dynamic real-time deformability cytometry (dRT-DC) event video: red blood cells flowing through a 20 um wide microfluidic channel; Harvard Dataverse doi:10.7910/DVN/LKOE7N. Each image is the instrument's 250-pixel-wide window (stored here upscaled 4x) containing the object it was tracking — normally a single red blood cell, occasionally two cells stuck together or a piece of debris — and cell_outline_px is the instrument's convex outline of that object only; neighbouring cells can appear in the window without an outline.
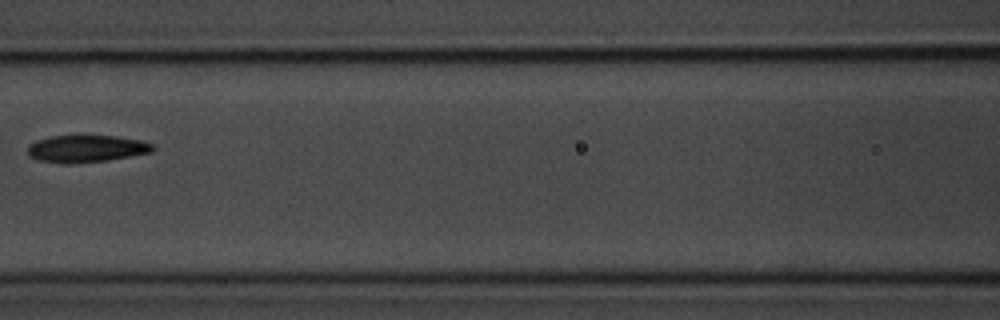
{"species": "common noctule bat (a hibernating species)", "species_latin": "Nyctalus noctula", "temperature_condition": "room temperature", "stored_images_in_passage": 8, "camera_frame_rate_fps": 3000, "um_per_image_px": 0.085, "animal": {"sex": "male", "body_mass_g": 20.1, "forearm_length_mm": 53.5}, "frame": {"image": 1, "passage_image": 7, "time_ms": 8.0, "image_size_px": [1000, 320], "cell_outline_px": [[152, 152], [108, 160], [68, 164], [64, 164], [36, 160], [28, 156], [28, 144], [36, 140], [48, 136], [84, 132], [116, 136], [140, 140], [152, 144]], "centroid_in_image_um": [7.25, 12.59], "position_along_channel_um": 159.3, "area_um2": 20.81}}
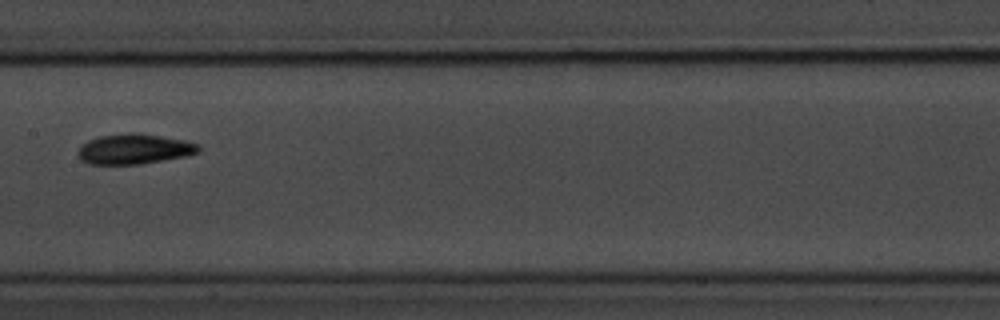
{"frame": {"image": 2, "passage_image": 8, "time_ms": 9.0, "image_size_px": [1000, 320], "cell_outline_px": [[200, 152], [188, 156], [140, 164], [88, 164], [80, 160], [76, 156], [76, 152], [80, 144], [96, 136], [128, 132], [136, 132], [184, 140], [200, 144]], "centroid_in_image_um": [11.36, 12.66], "position_along_channel_um": 196.0, "area_um2": 21.73}}